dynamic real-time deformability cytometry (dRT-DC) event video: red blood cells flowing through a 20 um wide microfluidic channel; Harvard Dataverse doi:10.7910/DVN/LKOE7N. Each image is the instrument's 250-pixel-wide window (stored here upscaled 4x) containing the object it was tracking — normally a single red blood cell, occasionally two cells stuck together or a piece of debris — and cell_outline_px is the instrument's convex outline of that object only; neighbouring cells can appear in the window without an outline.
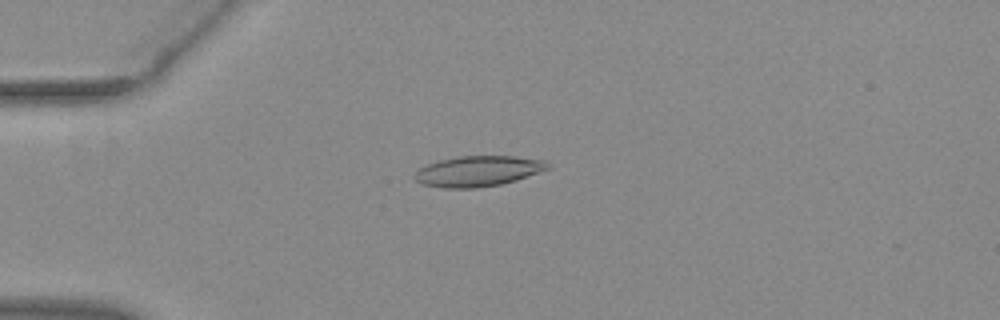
{"species": "common noctule bat (a hibernating species)", "species_latin": "Nyctalus noctula", "temperature_condition": "warm", "stored_images_in_passage": 48, "camera_frame_rate_fps": 3000, "um_per_image_px": 0.085, "animal": {"sex": "female", "body_mass_g": 29.2, "forearm_length_mm": 56.3}, "frame": {"image": 1, "passage_image": 15, "time_ms": 4.667, "image_size_px": [1000, 320], "cell_outline_px": [[552, 168], [516, 180], [500, 184], [476, 188], [444, 188], [424, 184], [416, 180], [412, 176], [420, 168], [428, 164], [440, 160], [460, 156], [516, 156], [548, 160], [552, 164]], "centroid_in_image_um": [40.71, 14.54], "position_along_channel_um": 44.3, "area_um2": 23.81}}
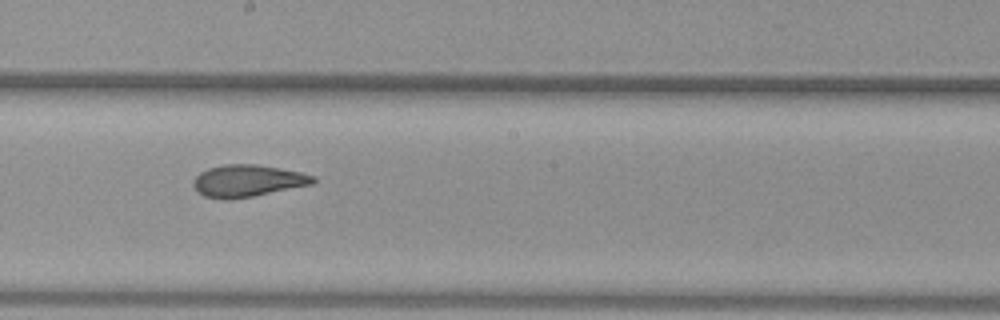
{"frame": {"image": 2, "passage_image": 31, "time_ms": 10.0, "image_size_px": [1000, 320], "cell_outline_px": [[316, 180], [312, 184], [252, 196], [228, 200], [204, 196], [192, 184], [192, 180], [200, 172], [208, 168], [224, 164], [256, 164], [300, 172], [316, 176]], "centroid_in_image_um": [21.03, 15.36], "position_along_channel_um": 227.2, "area_um2": 22.14}}
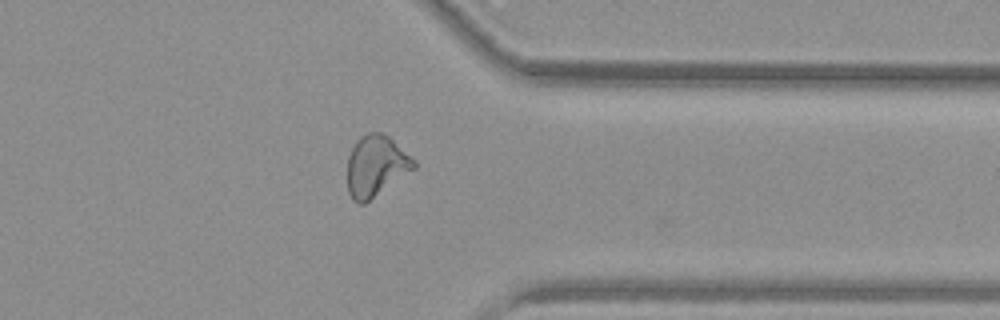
{"frame": {"image": 3, "passage_image": 43, "time_ms": 14.0, "image_size_px": [1000, 320], "cell_outline_px": [[416, 168], [364, 204], [356, 204], [352, 200], [348, 192], [348, 156], [356, 140], [360, 136], [368, 132], [380, 132], [388, 136], [416, 160]], "centroid_in_image_um": [31.95, 14.11], "position_along_channel_um": 379.4, "area_um2": 23.76}, "authors_computed_cell_mechanics": {"area_um2": 22.8599, "velocity_mm_per_s": 3.9359, "shape_relaxation_time_tau1_ms": null, "shape_relaxation_time_tau2_ms": 1.9856, "deformation_change_tau1": null, "deformation_change_tau2": 0.0963}}